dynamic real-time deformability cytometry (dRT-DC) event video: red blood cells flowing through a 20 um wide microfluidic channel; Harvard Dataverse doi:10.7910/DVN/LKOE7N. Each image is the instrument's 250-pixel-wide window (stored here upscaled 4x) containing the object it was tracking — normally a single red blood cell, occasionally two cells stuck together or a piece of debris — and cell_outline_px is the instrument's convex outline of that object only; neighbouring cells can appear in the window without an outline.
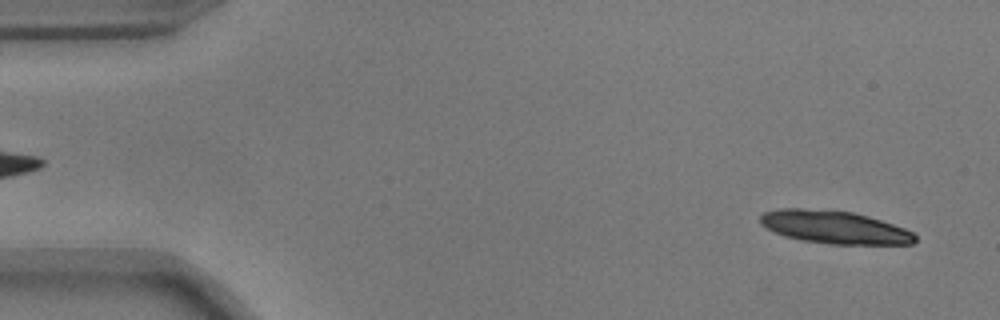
{"species": "common noctule bat (a hibernating species)", "species_latin": "Nyctalus noctula", "temperature_condition": "warm", "stored_images_in_passage": 22, "camera_frame_rate_fps": 3000, "um_per_image_px": 0.085, "animal": {"sex": "male", "body_mass_g": 17.9}, "frame": {"image": 1, "passage_image": 2, "time_ms": 0.333, "image_size_px": [1000, 320], "cell_outline_px": [[916, 240], [912, 244], [832, 244], [800, 240], [784, 236], [760, 224], [760, 216], [764, 212], [780, 208], [804, 208], [852, 212], [868, 216], [904, 228], [912, 232], [916, 236]], "centroid_in_image_um": [70.91, 19.31], "position_along_channel_um": 14.1, "area_um2": 29.48}}